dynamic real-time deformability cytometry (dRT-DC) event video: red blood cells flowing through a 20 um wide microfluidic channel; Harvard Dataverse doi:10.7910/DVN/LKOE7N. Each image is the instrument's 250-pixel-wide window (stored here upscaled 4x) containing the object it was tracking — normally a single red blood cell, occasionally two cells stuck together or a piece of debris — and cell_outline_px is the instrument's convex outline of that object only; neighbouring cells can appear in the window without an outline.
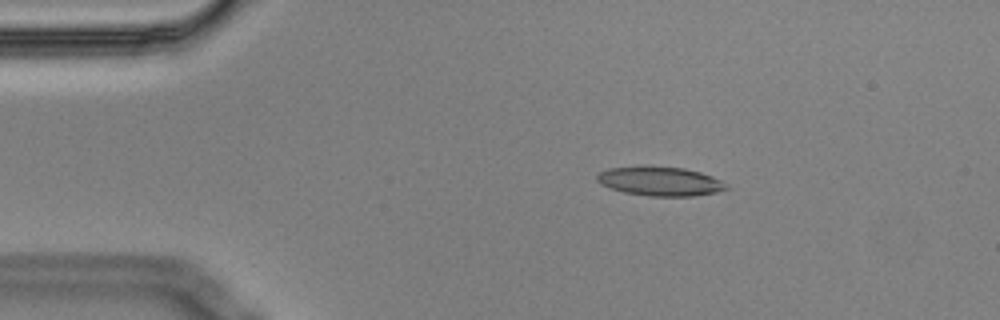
{"species": "Egyptian fruit bat (a non-hibernating species)", "species_latin": "Rousettus aegyptiacus", "temperature_condition": "cold", "stored_images_in_passage": 3, "camera_frame_rate_fps": 3000, "um_per_image_px": 0.085, "animal": {"sex": "male"}, "frame": {"image": 1, "passage_image": 2, "time_ms": 0.333, "image_size_px": [1000, 320], "cell_outline_px": [[732, 188], [716, 192], [692, 196], [648, 196], [624, 192], [600, 184], [596, 180], [596, 176], [600, 172], [608, 168], [684, 168], [700, 172], [712, 176], [720, 180]], "centroid_in_image_um": [56.15, 15.44], "position_along_channel_um": 28.8, "area_um2": 21.33}}